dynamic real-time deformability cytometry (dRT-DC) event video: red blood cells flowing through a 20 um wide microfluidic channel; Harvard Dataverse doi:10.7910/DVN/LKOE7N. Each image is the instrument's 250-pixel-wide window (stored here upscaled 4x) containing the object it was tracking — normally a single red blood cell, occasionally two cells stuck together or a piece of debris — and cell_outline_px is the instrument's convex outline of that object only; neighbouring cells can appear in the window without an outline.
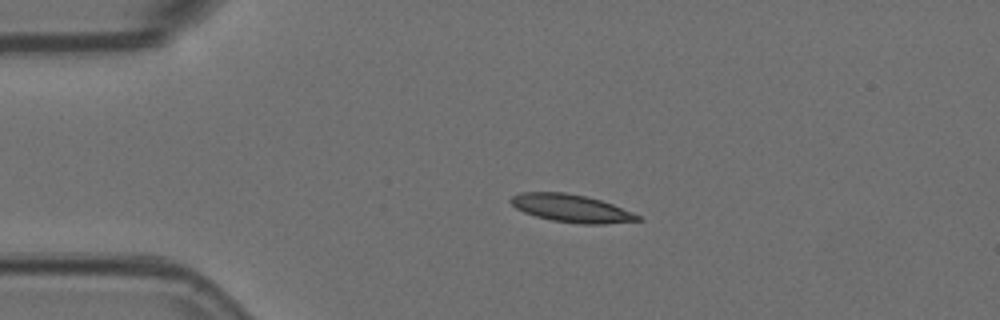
{"species": "Egyptian fruit bat (a non-hibernating species)", "species_latin": "Rousettus aegyptiacus", "temperature_condition": "room temperature", "stored_images_in_passage": 45, "camera_frame_rate_fps": 3000, "um_per_image_px": 0.085, "animal": {"sex": "female"}, "frame": {"image": 1, "passage_image": 1, "time_ms": 0.0, "image_size_px": [1000, 320], "cell_outline_px": [[644, 220], [604, 224], [580, 224], [552, 220], [536, 216], [524, 212], [516, 208], [508, 200], [512, 196], [520, 192], [564, 192], [584, 196], [600, 200], [612, 204], [632, 212], [640, 216]], "centroid_in_image_um": [48.56, 17.71], "position_along_channel_um": 36.4, "area_um2": 20.46}}
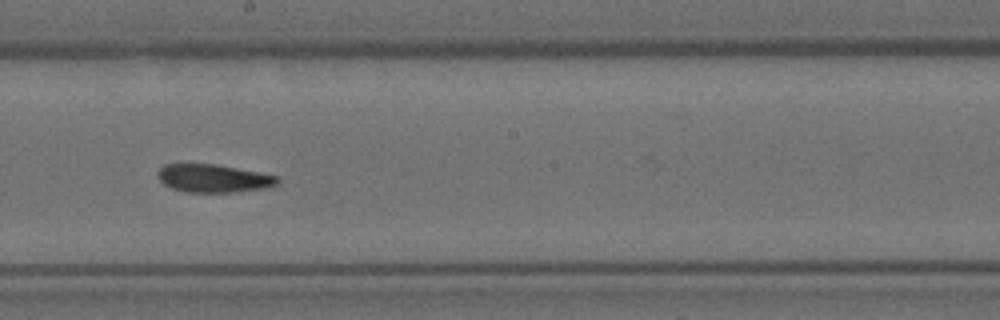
{"frame": {"image": 2, "passage_image": 20, "time_ms": 6.333, "image_size_px": [1000, 320], "cell_outline_px": [[280, 180], [276, 184], [268, 188], [236, 192], [184, 192], [172, 188], [164, 184], [156, 176], [156, 172], [164, 164], [216, 164], [260, 172], [276, 176]], "centroid_in_image_um": [18.13, 15.16], "position_along_channel_um": 230.1, "area_um2": 19.71}}
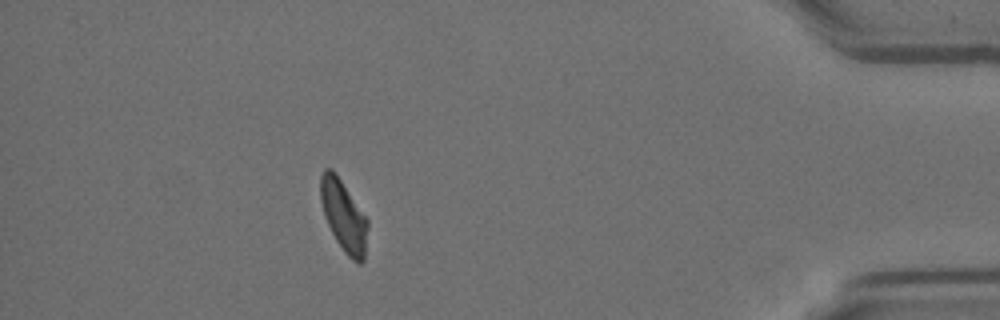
{"frame": {"image": 3, "passage_image": 39, "time_ms": 12.667, "image_size_px": [1000, 320], "cell_outline_px": [[368, 224], [364, 260], [360, 264], [352, 260], [344, 252], [336, 240], [324, 216], [320, 200], [320, 176], [324, 168], [332, 168], [336, 172], [368, 220]], "centroid_in_image_um": [29.2, 18.32], "position_along_channel_um": 406.0, "area_um2": 19.59}, "authors_computed_cell_mechanics": {"area_um2": 20.1144, "velocity_mm_per_s": 3.5988, "shape_relaxation_time_tau1_ms": 8.261, "shape_relaxation_time_tau2_ms": 6.3488, "deformation_change_tau1": 0.181, "deformation_change_tau2": 0.1259}}